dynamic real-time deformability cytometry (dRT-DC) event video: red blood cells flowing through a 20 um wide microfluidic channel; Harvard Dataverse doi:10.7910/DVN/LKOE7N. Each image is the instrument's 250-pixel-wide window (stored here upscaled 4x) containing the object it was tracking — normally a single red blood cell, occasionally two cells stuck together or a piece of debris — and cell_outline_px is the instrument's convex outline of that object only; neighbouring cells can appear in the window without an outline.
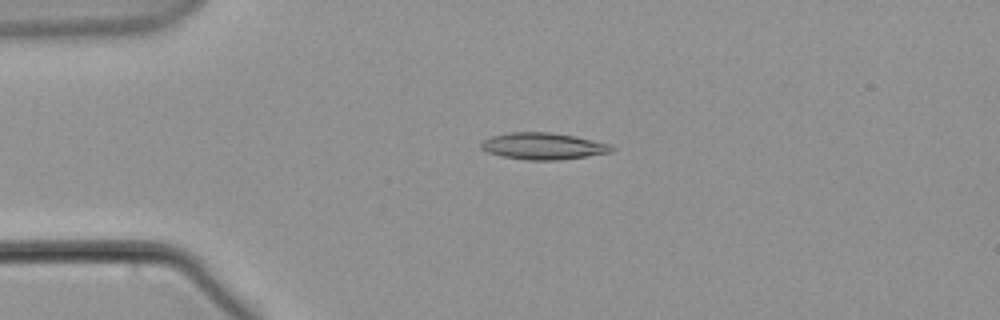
{"species": "common noctule bat (a hibernating species)", "species_latin": "Nyctalus noctula", "temperature_condition": "warm", "stored_images_in_passage": 58, "camera_frame_rate_fps": 3000, "um_per_image_px": 0.085, "animal": {"sex": "male", "body_mass_g": 21.5, "forearm_length_mm": 52.0}, "frame": {"image": 1, "passage_image": 14, "time_ms": 4.333, "image_size_px": [1000, 320], "cell_outline_px": [[616, 148], [612, 152], [588, 156], [560, 160], [528, 160], [500, 156], [488, 152], [480, 148], [480, 144], [484, 140], [492, 136], [508, 132], [548, 132], [572, 136], [592, 140], [608, 144]], "centroid_in_image_um": [46.15, 12.43], "position_along_channel_um": 38.9, "area_um2": 20.23}}
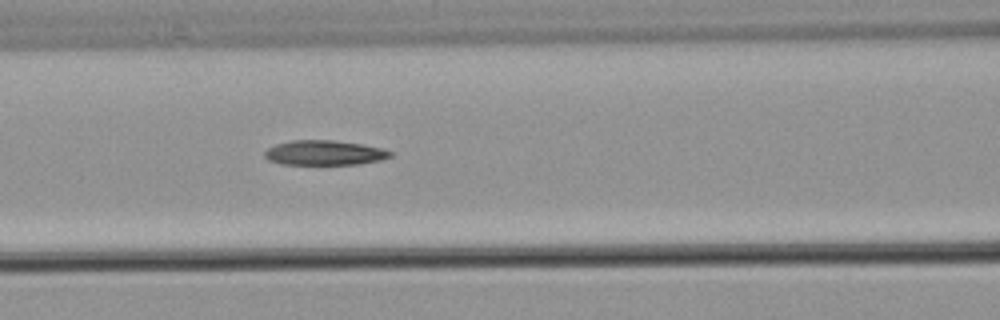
{"frame": {"image": 2, "passage_image": 25, "time_ms": 8.0, "image_size_px": [1000, 320], "cell_outline_px": [[392, 156], [380, 160], [360, 164], [280, 164], [268, 160], [264, 156], [264, 152], [268, 148], [276, 144], [292, 140], [332, 140], [360, 144], [380, 148], [392, 152]], "centroid_in_image_um": [27.54, 12.99], "position_along_channel_um": 139.1, "area_um2": 18.03}}
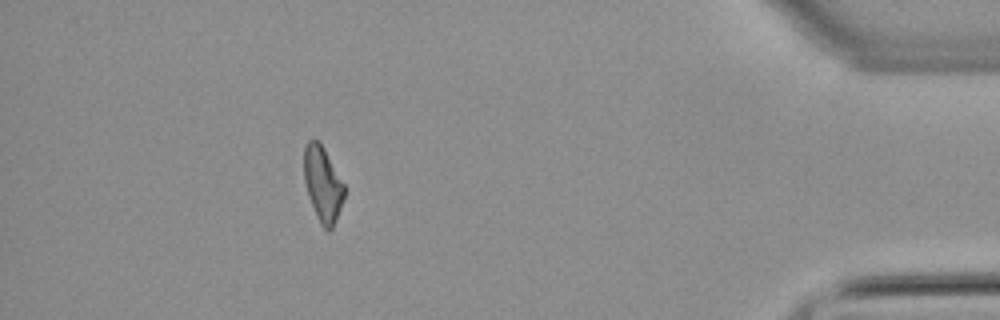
{"frame": {"image": 3, "passage_image": 52, "time_ms": 17.0, "image_size_px": [1000, 320], "cell_outline_px": [[344, 196], [336, 220], [332, 228], [328, 232], [320, 224], [308, 196], [304, 180], [304, 148], [308, 140], [316, 140], [324, 148], [344, 184]], "centroid_in_image_um": [27.42, 15.66], "position_along_channel_um": 407.8, "area_um2": 17.4}}